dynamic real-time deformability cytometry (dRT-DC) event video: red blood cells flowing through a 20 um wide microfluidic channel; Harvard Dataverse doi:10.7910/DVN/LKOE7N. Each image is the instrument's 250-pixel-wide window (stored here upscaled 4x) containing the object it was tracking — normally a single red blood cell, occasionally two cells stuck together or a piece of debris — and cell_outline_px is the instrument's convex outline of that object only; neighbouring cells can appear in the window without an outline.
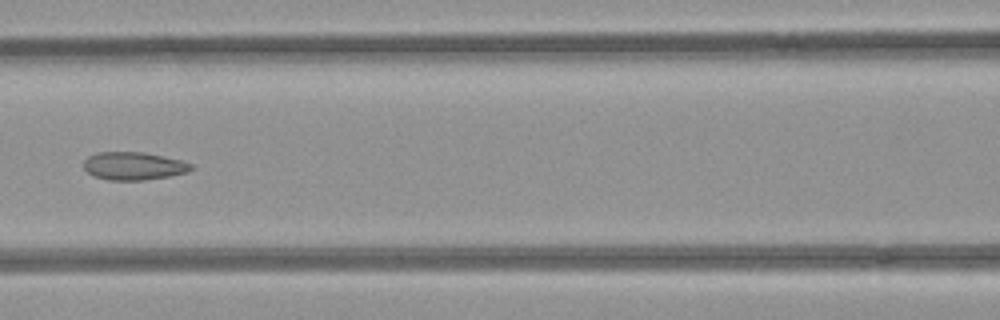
{"species": "common noctule bat (a hibernating species)", "species_latin": "Nyctalus noctula", "temperature_condition": "room temperature", "stored_images_in_passage": 5, "camera_frame_rate_fps": 3000, "um_per_image_px": 0.085, "animal": {"sex": "female", "body_mass_g": 21.9}, "frame": {"image": 1, "passage_image": 4, "time_ms": 1.0, "image_size_px": [1000, 320], "cell_outline_px": [[192, 168], [188, 172], [168, 176], [144, 180], [108, 180], [92, 176], [84, 168], [84, 160], [88, 156], [96, 152], [144, 152], [164, 156], [180, 160], [192, 164]], "centroid_in_image_um": [11.33, 14.1], "position_along_channel_um": 155.3, "area_um2": 17.51}}
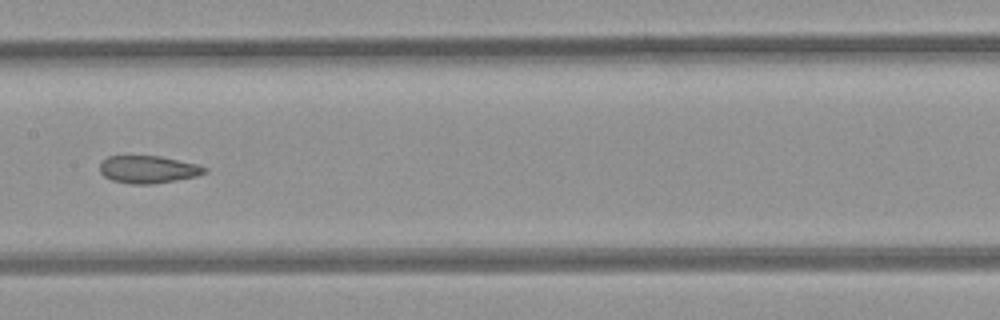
{"frame": {"image": 2, "passage_image": 5, "time_ms": 1.333, "image_size_px": [1000, 320], "cell_outline_px": [[208, 172], [196, 176], [156, 184], [128, 184], [112, 180], [104, 176], [100, 172], [100, 164], [108, 156], [160, 156], [196, 164], [208, 168]], "centroid_in_image_um": [12.6, 14.41], "position_along_channel_um": 194.8, "area_um2": 16.82}}